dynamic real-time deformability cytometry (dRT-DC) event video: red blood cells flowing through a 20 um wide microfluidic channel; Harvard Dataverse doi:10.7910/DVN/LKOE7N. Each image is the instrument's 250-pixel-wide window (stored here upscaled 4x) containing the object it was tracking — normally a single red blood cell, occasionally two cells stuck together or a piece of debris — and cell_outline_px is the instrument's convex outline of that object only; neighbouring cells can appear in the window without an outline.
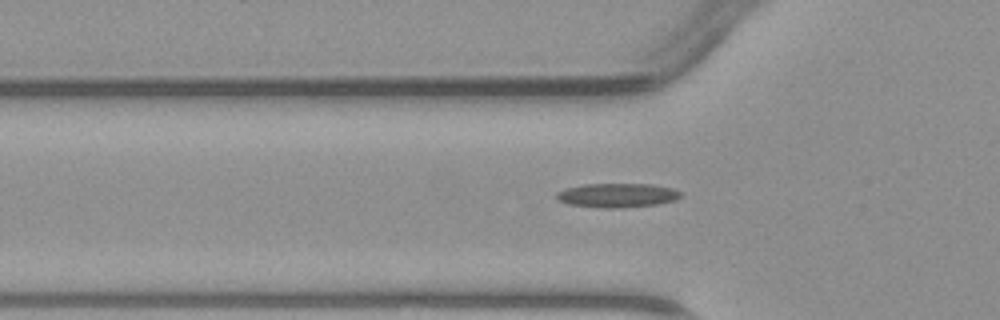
{"species": "common noctule bat (a hibernating species)", "species_latin": "Nyctalus noctula", "temperature_condition": "warm", "stored_images_in_passage": 37, "camera_frame_rate_fps": 3000, "um_per_image_px": 0.085, "animal": {"sex": "male", "body_mass_g": 23.1, "forearm_length_mm": 52.7}, "frame": {"image": 1, "passage_image": 14, "time_ms": 4.333, "image_size_px": [1000, 320], "cell_outline_px": [[684, 196], [676, 200], [656, 204], [620, 208], [604, 208], [568, 204], [560, 200], [556, 196], [556, 192], [564, 188], [584, 184], [652, 184], [672, 188], [680, 192]], "centroid_in_image_um": [52.48, 16.59], "position_along_channel_um": 73.3, "area_um2": 17.51}}
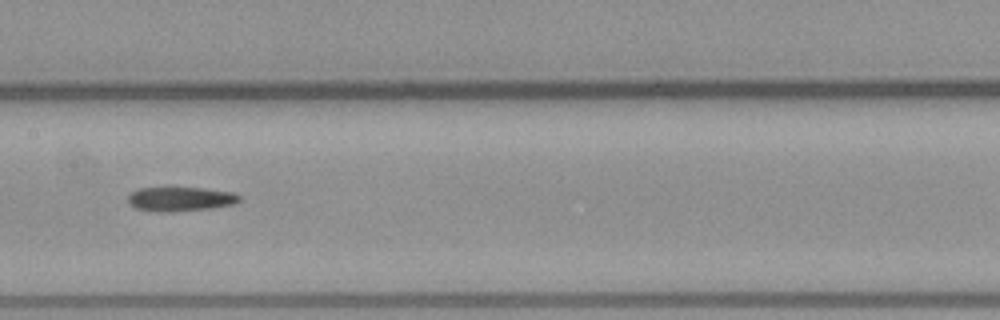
{"frame": {"image": 2, "passage_image": 22, "time_ms": 7.0, "image_size_px": [1000, 320], "cell_outline_px": [[240, 200], [232, 204], [212, 208], [136, 208], [128, 204], [128, 196], [132, 192], [140, 188], [168, 184], [236, 192], [240, 196]], "centroid_in_image_um": [15.36, 16.78], "position_along_channel_um": 192.0, "area_um2": 15.37}}
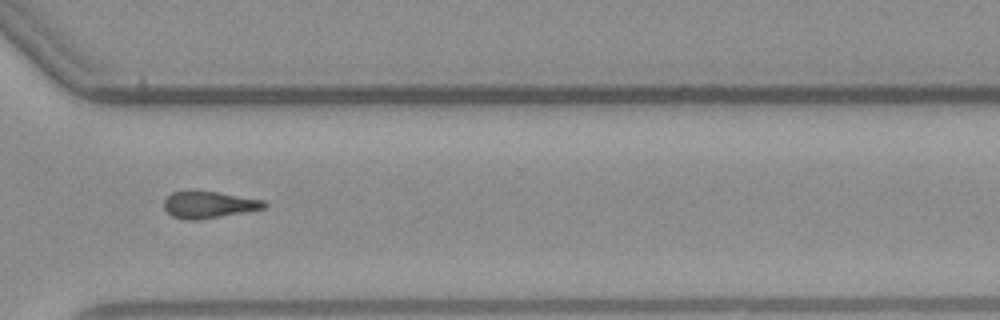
{"frame": {"image": 3, "passage_image": 33, "time_ms": 10.667, "image_size_px": [1000, 320], "cell_outline_px": [[268, 204], [264, 208], [244, 212], [196, 220], [184, 220], [172, 216], [164, 208], [164, 200], [172, 192], [216, 192], [264, 200]], "centroid_in_image_um": [17.74, 17.41], "position_along_channel_um": 352.9, "area_um2": 15.26}}